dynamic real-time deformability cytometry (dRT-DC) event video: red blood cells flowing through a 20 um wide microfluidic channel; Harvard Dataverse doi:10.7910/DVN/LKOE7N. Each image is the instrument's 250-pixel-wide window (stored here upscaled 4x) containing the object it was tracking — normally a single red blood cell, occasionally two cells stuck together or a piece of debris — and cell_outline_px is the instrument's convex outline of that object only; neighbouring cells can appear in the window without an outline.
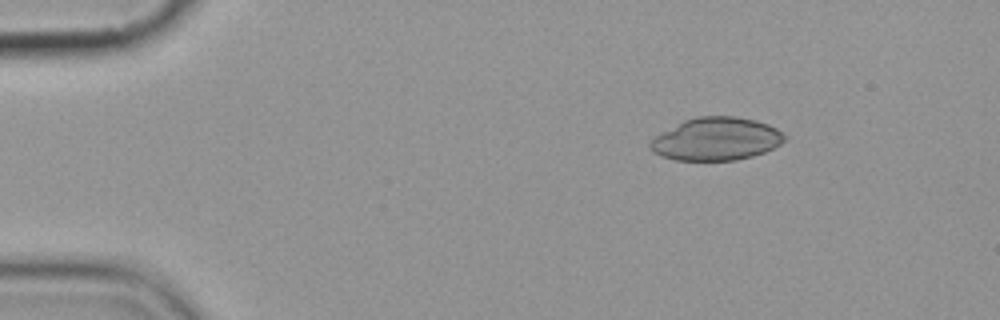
{"species": "common noctule bat (a hibernating species)", "species_latin": "Nyctalus noctula", "temperature_condition": "cold", "stored_images_in_passage": 5, "camera_frame_rate_fps": 3000, "um_per_image_px": 0.085, "animal": {"sex": "female", "body_mass_g": 19.9}, "frame": {"image": 1, "passage_image": 3, "time_ms": 2.333, "image_size_px": [1000, 320], "cell_outline_px": [[788, 140], [764, 152], [752, 156], [736, 160], [676, 160], [660, 156], [652, 152], [648, 144], [656, 136], [684, 120], [696, 116], [736, 116], [756, 120], [768, 124], [784, 132], [788, 136]], "centroid_in_image_um": [60.92, 11.81], "position_along_channel_um": 24.1, "area_um2": 33.7}}